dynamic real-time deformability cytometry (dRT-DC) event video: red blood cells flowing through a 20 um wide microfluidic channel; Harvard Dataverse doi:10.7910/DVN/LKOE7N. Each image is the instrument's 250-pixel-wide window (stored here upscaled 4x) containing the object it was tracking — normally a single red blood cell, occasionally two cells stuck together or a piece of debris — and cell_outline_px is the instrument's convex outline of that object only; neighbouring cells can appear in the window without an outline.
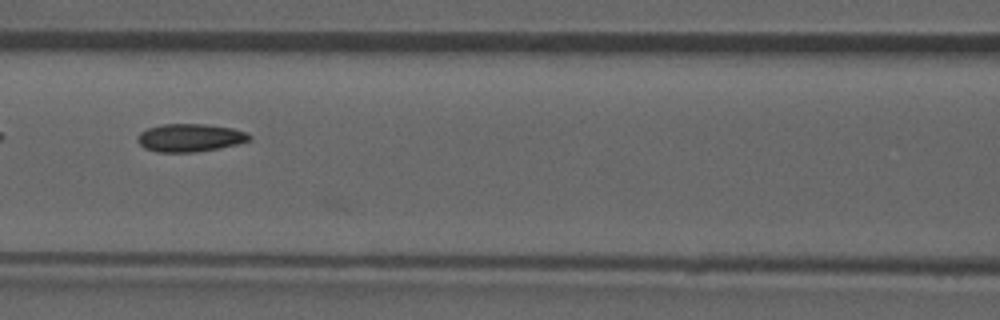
{"species": "common noctule bat (a hibernating species)", "species_latin": "Nyctalus noctula", "temperature_condition": "room temperature", "stored_images_in_passage": 16, "camera_frame_rate_fps": 3000, "um_per_image_px": 0.085, "animal": {"sex": "male", "forearm_length_mm": 52.5}, "frame": {"image": 1, "passage_image": 14, "time_ms": 4.333, "image_size_px": [1000, 320], "cell_outline_px": [[252, 140], [220, 148], [196, 152], [160, 152], [144, 148], [136, 140], [136, 136], [140, 132], [148, 128], [164, 124], [204, 124], [232, 128], [244, 132], [252, 136]], "centroid_in_image_um": [16.13, 11.71], "position_along_channel_um": 150.5, "area_um2": 18.21}}